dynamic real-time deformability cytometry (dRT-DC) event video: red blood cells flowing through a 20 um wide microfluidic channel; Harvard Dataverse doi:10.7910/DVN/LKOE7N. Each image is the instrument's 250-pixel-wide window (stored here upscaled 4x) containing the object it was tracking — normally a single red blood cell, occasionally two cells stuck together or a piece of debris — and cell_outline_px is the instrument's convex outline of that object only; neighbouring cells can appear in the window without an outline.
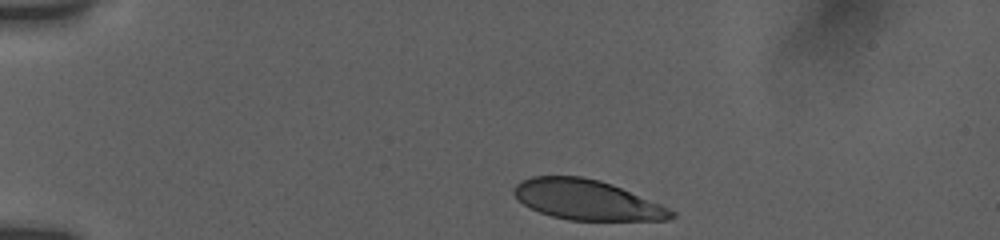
{"species": "human", "species_latin": "Homo sapiens", "temperature_condition": "room temperature", "stored_images_in_passage": 4, "camera_frame_rate_fps": 3000, "um_per_image_px": 0.085, "donor": {"sex": "female"}, "frame": {"image": 1, "passage_image": 1, "time_ms": 0.0, "image_size_px": [1000, 240], "cell_outline_px": [[676, 216], [668, 220], [568, 220], [552, 216], [540, 212], [524, 204], [512, 192], [512, 188], [520, 180], [532, 176], [580, 176], [600, 180], [612, 184], [660, 204], [676, 212]], "centroid_in_image_um": [49.87, 16.98], "position_along_channel_um": 35.1, "area_um2": 36.59}}